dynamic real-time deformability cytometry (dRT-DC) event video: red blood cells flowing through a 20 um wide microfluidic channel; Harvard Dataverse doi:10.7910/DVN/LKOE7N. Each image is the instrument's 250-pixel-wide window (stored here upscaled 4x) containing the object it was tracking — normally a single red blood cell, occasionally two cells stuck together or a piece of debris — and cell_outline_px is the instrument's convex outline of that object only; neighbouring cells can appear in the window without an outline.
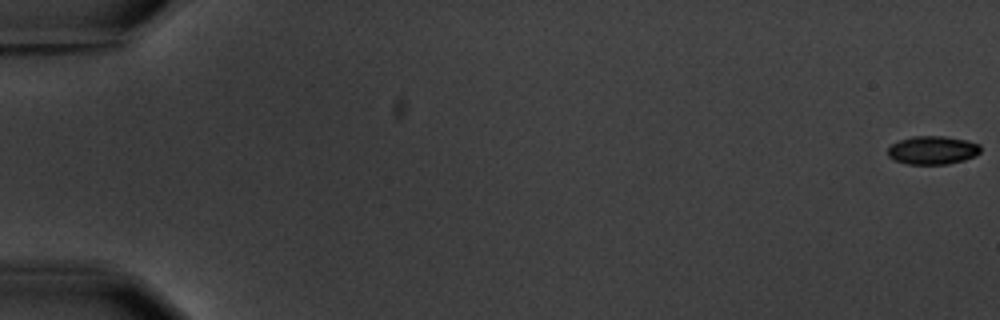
{"species": "common noctule bat (a hibernating species)", "species_latin": "Nyctalus noctula", "temperature_condition": "warm", "stored_images_in_passage": 6, "camera_frame_rate_fps": 3000, "um_per_image_px": 0.085, "animal": {"sex": "male", "body_mass_g": 20.1, "forearm_length_mm": 53.5}, "frame": {"image": 1, "passage_image": 1, "time_ms": 0.0, "image_size_px": [1000, 320], "cell_outline_px": [[980, 152], [976, 156], [964, 160], [948, 164], [908, 164], [896, 160], [888, 156], [888, 148], [896, 140], [912, 136], [944, 136], [968, 140], [980, 144]], "centroid_in_image_um": [79.28, 12.75], "position_along_channel_um": 5.7, "area_um2": 15.49}}
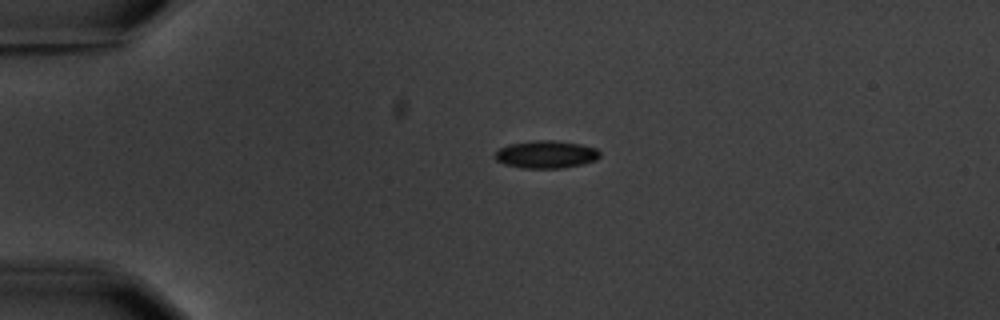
{"frame": {"image": 2, "passage_image": 5, "time_ms": 4.667, "image_size_px": [1000, 320], "cell_outline_px": [[600, 156], [596, 160], [564, 168], [520, 168], [504, 164], [496, 160], [492, 156], [500, 148], [508, 144], [536, 140], [556, 140], [580, 144], [596, 148], [600, 152]], "centroid_in_image_um": [46.39, 13.12], "position_along_channel_um": 38.6, "area_um2": 16.99}}